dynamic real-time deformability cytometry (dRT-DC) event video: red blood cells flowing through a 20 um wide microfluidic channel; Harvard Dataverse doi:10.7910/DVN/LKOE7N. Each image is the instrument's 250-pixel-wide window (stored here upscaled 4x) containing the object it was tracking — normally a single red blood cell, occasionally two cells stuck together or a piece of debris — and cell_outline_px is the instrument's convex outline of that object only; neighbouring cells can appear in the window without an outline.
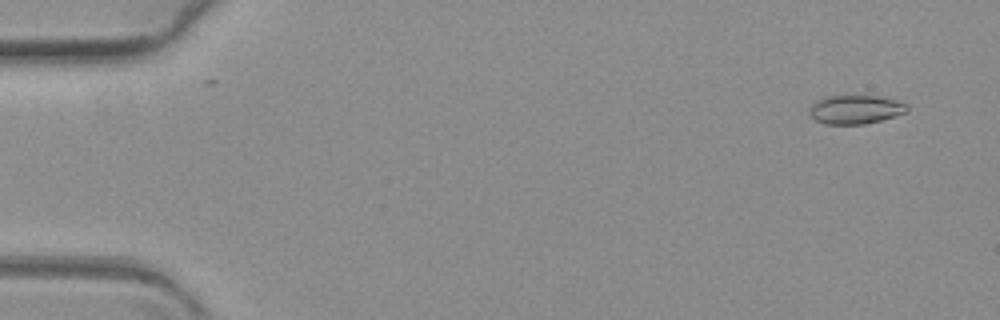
{"species": "common noctule bat (a hibernating species)", "species_latin": "Nyctalus noctula", "temperature_condition": "warm", "stored_images_in_passage": 62, "camera_frame_rate_fps": 3000, "um_per_image_px": 0.085, "animal": {"sex": "female", "body_mass_g": 19.3, "forearm_length_mm": 54.1}, "frame": {"image": 1, "passage_image": 3, "time_ms": 0.667, "image_size_px": [1000, 320], "cell_outline_px": [[908, 112], [880, 120], [864, 124], [824, 124], [816, 120], [808, 112], [808, 108], [816, 100], [824, 96], [876, 96], [896, 100], [908, 104]], "centroid_in_image_um": [72.69, 9.3], "position_along_channel_um": 12.3, "area_um2": 16.42}}
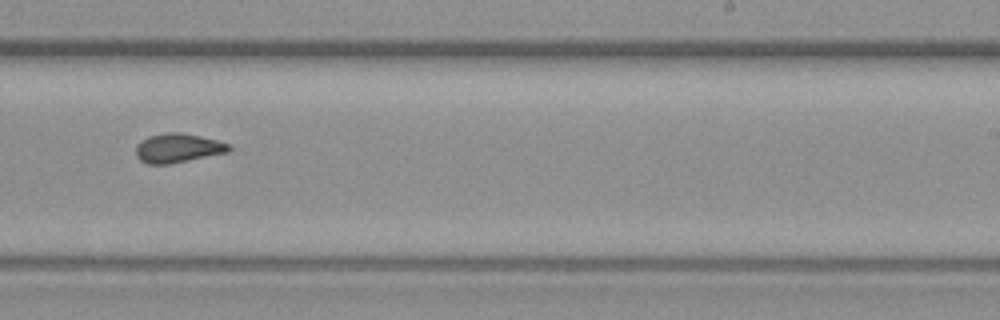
{"frame": {"image": 2, "passage_image": 39, "time_ms": 12.667, "image_size_px": [1000, 320], "cell_outline_px": [[232, 148], [228, 152], [168, 164], [148, 164], [140, 160], [136, 156], [136, 144], [140, 140], [148, 136], [164, 132], [180, 132], [200, 136], [216, 140], [228, 144]], "centroid_in_image_um": [15.07, 12.57], "position_along_channel_um": 273.9, "area_um2": 15.78}}
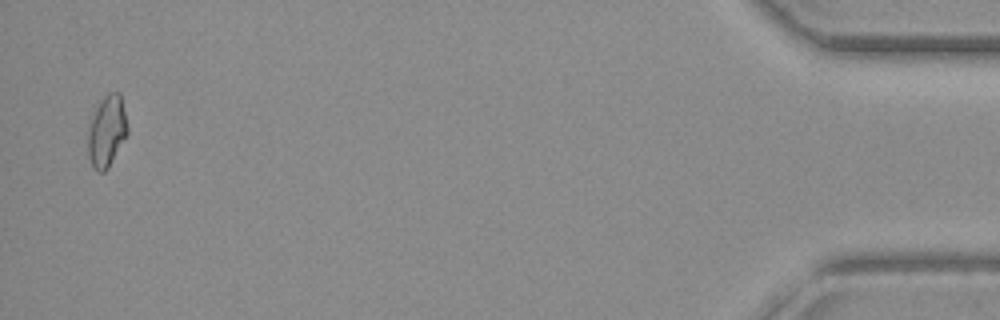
{"frame": {"image": 3, "passage_image": 61, "time_ms": 20.0, "image_size_px": [1000, 320], "cell_outline_px": [[128, 132], [108, 168], [104, 172], [96, 172], [92, 168], [88, 156], [88, 132], [92, 112], [100, 100], [108, 92], [120, 92], [128, 128]], "centroid_in_image_um": [9.05, 11.15], "position_along_channel_um": 426.1, "area_um2": 16.59}}